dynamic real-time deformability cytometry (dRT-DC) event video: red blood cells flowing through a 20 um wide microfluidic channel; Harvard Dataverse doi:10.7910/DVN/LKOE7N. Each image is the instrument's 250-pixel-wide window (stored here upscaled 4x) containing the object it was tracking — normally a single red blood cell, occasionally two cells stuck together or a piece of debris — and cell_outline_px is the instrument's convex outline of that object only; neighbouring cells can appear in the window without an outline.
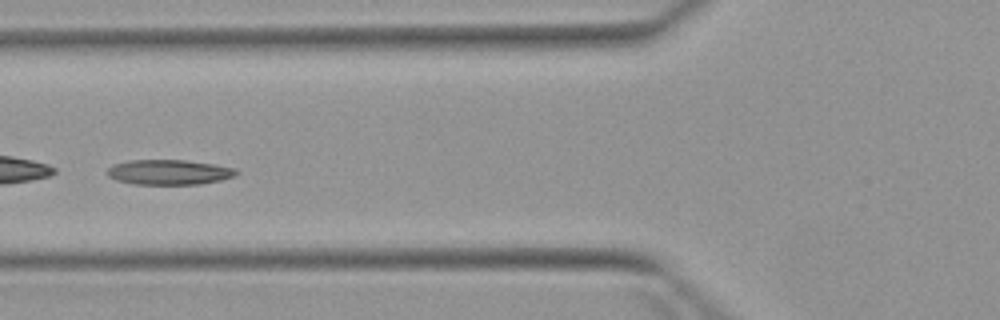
{"species": "Egyptian fruit bat (a non-hibernating species)", "species_latin": "Rousettus aegyptiacus", "temperature_condition": "warm", "stored_images_in_passage": 5, "camera_frame_rate_fps": 3000, "um_per_image_px": 0.085, "animal": {"sex": "female"}, "frame": {"image": 1, "passage_image": 5, "time_ms": 5.333, "image_size_px": [1000, 320], "cell_outline_px": [[240, 172], [236, 176], [220, 180], [200, 184], [132, 184], [116, 180], [108, 176], [108, 168], [112, 164], [128, 160], [184, 160], [212, 164], [236, 168]], "centroid_in_image_um": [14.37, 14.63], "position_along_channel_um": 111.4, "area_um2": 18.9}}